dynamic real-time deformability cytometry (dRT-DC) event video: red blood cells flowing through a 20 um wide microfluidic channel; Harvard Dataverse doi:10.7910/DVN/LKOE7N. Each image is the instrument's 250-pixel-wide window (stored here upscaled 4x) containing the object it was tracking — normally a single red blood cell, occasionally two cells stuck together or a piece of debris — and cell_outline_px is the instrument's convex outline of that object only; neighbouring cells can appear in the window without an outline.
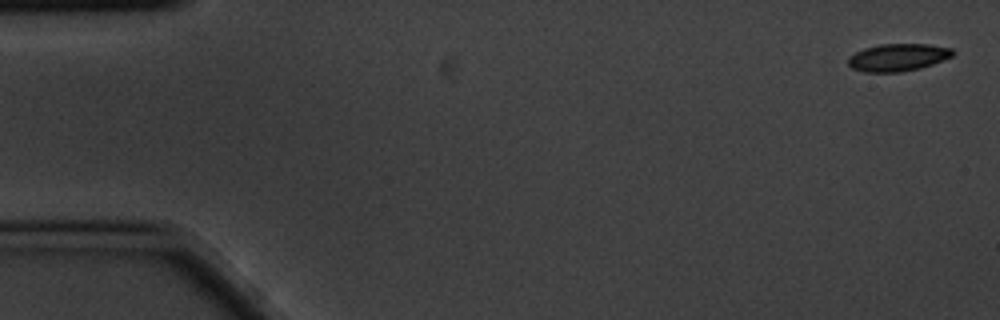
{"species": "common noctule bat (a hibernating species)", "species_latin": "Nyctalus noctula", "temperature_condition": "cold", "stored_images_in_passage": 8, "camera_frame_rate_fps": 3000, "um_per_image_px": 0.085, "animal": {"sex": "male", "body_mass_g": 20.1, "forearm_length_mm": 53.5}, "frame": {"image": 1, "passage_image": 1, "time_ms": 0.0, "image_size_px": [1000, 320], "cell_outline_px": [[956, 52], [952, 56], [932, 64], [920, 68], [900, 72], [864, 72], [852, 68], [848, 64], [848, 56], [864, 48], [880, 44], [928, 44], [952, 48]], "centroid_in_image_um": [76.32, 4.87], "position_along_channel_um": 8.7, "area_um2": 16.76}}
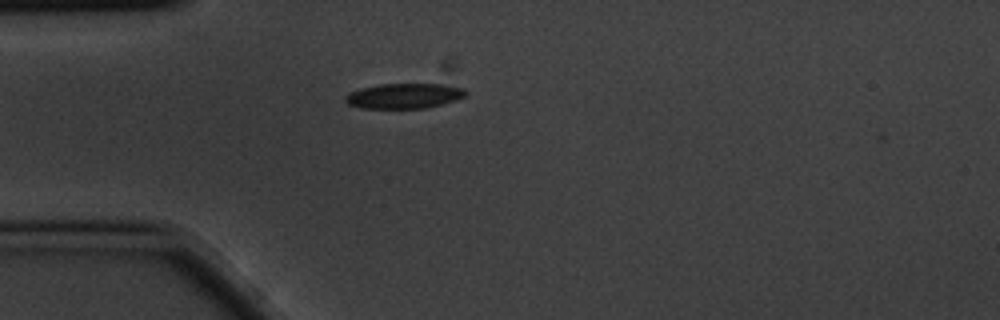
{"frame": {"image": 2, "passage_image": 5, "time_ms": 1.333, "image_size_px": [1000, 320], "cell_outline_px": [[468, 92], [464, 96], [456, 100], [424, 108], [360, 108], [348, 104], [344, 100], [344, 96], [348, 92], [360, 88], [380, 84], [440, 84], [464, 88]], "centroid_in_image_um": [34.3, 8.15], "position_along_channel_um": 50.7, "area_um2": 17.63}}